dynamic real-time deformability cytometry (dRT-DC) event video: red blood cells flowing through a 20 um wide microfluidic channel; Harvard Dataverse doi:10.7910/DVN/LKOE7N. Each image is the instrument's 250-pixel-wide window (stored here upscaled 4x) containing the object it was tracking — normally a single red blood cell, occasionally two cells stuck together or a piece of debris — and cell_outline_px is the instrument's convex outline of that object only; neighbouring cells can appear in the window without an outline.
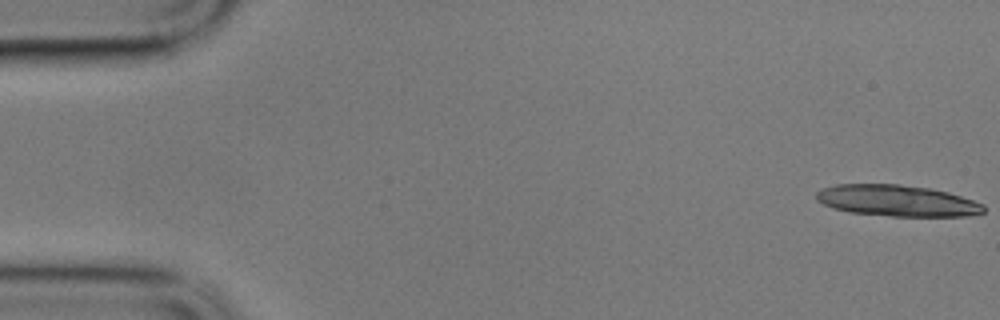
{"species": "common noctule bat (a hibernating species)", "species_latin": "Nyctalus noctula", "temperature_condition": "cold", "stored_images_in_passage": 16, "camera_frame_rate_fps": 3000, "um_per_image_px": 0.085, "animal": {"sex": "male", "body_mass_g": 17.9}, "frame": {"image": 1, "passage_image": 1, "time_ms": 0.0, "image_size_px": [1000, 320], "cell_outline_px": [[984, 212], [972, 216], [892, 216], [848, 212], [832, 208], [816, 200], [816, 192], [824, 188], [836, 184], [896, 184], [928, 188], [948, 192], [984, 204]], "centroid_in_image_um": [76.24, 17.06], "position_along_channel_um": 8.8, "area_um2": 30.46}}